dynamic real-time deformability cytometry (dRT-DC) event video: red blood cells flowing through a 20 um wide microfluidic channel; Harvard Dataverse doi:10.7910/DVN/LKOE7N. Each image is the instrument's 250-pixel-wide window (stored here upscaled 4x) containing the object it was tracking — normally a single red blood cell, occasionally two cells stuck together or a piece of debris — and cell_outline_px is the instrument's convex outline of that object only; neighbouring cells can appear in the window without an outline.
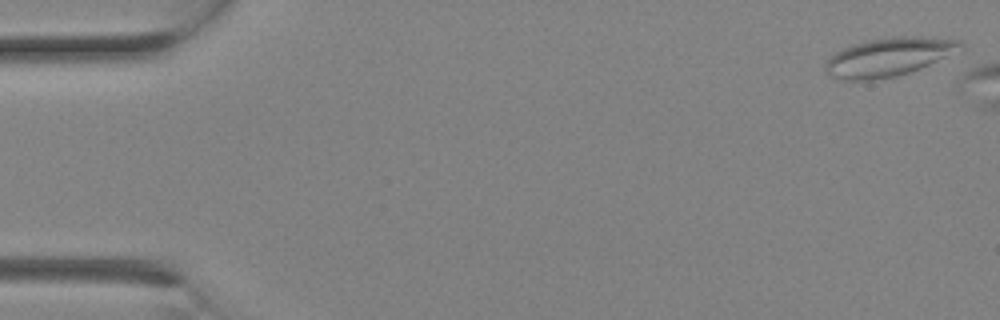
{"species": "Egyptian fruit bat (a non-hibernating species)", "species_latin": "Rousettus aegyptiacus", "temperature_condition": "room temperature", "stored_images_in_passage": 4, "camera_frame_rate_fps": 3000, "um_per_image_px": 0.085, "animal": {"sex": "female"}, "frame": {"image": 1, "passage_image": 1, "time_ms": 0.0, "image_size_px": [1000, 320], "cell_outline_px": [[964, 48], [920, 68], [896, 76], [872, 80], [840, 80], [828, 76], [824, 68], [824, 64], [836, 52], [844, 48], [868, 40], [900, 36], [920, 36], [960, 40], [964, 44]], "centroid_in_image_um": [75.52, 4.85], "position_along_channel_um": 9.5, "area_um2": 30.06}}